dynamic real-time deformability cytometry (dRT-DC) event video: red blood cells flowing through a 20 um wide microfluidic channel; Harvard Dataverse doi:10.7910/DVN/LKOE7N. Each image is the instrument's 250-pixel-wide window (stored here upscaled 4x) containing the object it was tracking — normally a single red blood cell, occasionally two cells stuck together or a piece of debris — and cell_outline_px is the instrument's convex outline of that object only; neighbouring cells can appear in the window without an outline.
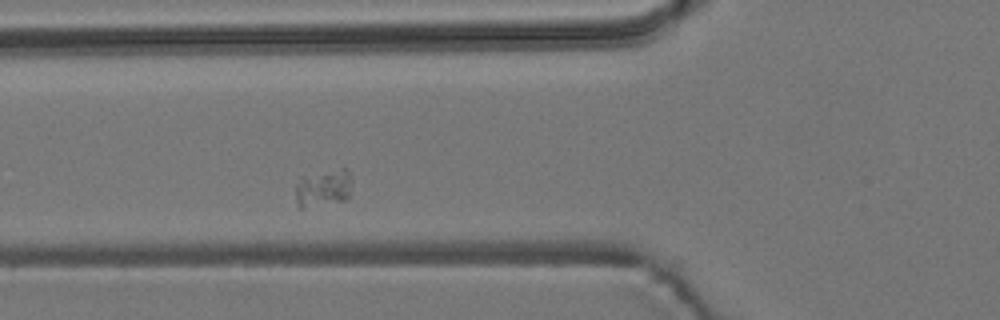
{"species": "common noctule bat (a hibernating species)", "species_latin": "Nyctalus noctula", "temperature_condition": "room temperature", "stored_images_in_passage": 2, "camera_frame_rate_fps": 3000, "um_per_image_px": 0.085, "animal": {"sex": "male", "body_mass_g": 19.2, "forearm_length_mm": 51.8}, "frame": {"image": 1, "passage_image": 2, "time_ms": 1.0, "image_size_px": [1000, 320], "cell_outline_px": [[348, 200], [300, 208], [296, 204], [296, 184], [300, 176], [340, 168], [348, 168]], "centroid_in_image_um": [27.41, 15.98], "position_along_channel_um": 98.4, "area_um2": 12.08}}